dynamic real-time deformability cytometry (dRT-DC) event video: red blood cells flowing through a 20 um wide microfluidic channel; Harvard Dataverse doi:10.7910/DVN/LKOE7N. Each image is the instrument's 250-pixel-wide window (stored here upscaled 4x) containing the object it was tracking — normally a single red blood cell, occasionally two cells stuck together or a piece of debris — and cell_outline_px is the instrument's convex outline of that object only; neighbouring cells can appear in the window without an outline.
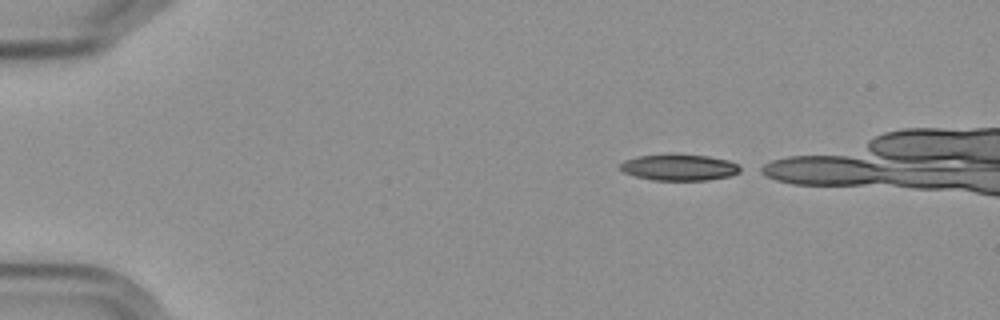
{"species": "Egyptian fruit bat (a non-hibernating species)", "species_latin": "Rousettus aegyptiacus", "temperature_condition": "cold", "stored_images_in_passage": 41, "camera_frame_rate_fps": 3000, "um_per_image_px": 0.085, "frame": {"image": 1, "passage_image": 1, "time_ms": 0.0, "image_size_px": [1000, 320], "cell_outline_px": [[748, 168], [732, 176], [708, 180], [652, 180], [636, 176], [624, 172], [620, 168], [620, 164], [624, 160], [636, 156], [672, 152], [676, 152], [708, 156], [728, 160], [740, 164]], "centroid_in_image_um": [57.81, 14.19], "position_along_channel_um": 27.2, "area_um2": 19.25}}
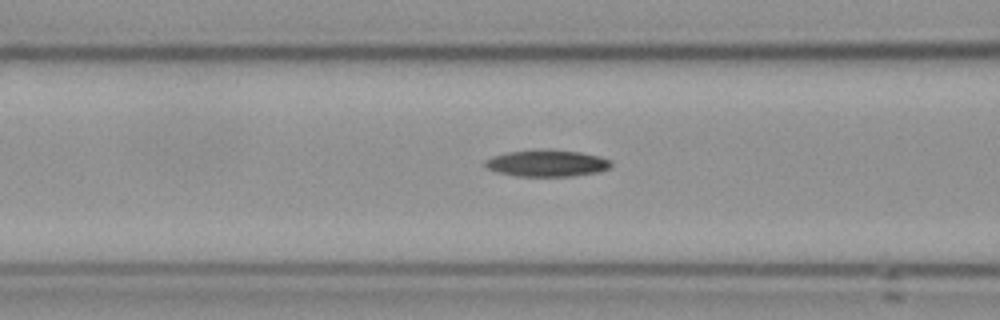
{"frame": {"image": 2, "passage_image": 15, "time_ms": 4.667, "image_size_px": [1000, 320], "cell_outline_px": [[612, 164], [608, 168], [600, 172], [572, 176], [516, 176], [500, 172], [488, 168], [484, 164], [484, 160], [492, 156], [508, 152], [544, 148], [580, 152], [600, 156], [608, 160]], "centroid_in_image_um": [46.49, 13.86], "position_along_channel_um": 120.1, "area_um2": 19.65}}
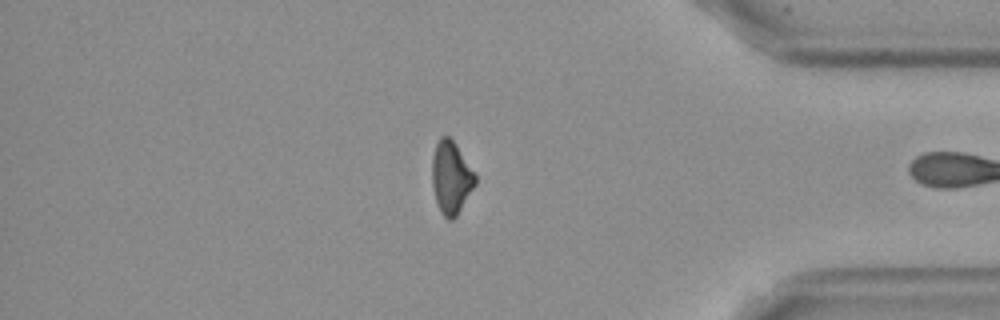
{"frame": {"image": 3, "passage_image": 40, "time_ms": 13.0, "image_size_px": [1000, 320], "cell_outline_px": [[476, 184], [456, 216], [452, 220], [448, 220], [440, 212], [436, 200], [432, 184], [432, 156], [436, 144], [440, 136], [448, 136], [456, 144], [476, 176]], "centroid_in_image_um": [38.33, 15.09], "position_along_channel_um": 396.9, "area_um2": 18.09}}